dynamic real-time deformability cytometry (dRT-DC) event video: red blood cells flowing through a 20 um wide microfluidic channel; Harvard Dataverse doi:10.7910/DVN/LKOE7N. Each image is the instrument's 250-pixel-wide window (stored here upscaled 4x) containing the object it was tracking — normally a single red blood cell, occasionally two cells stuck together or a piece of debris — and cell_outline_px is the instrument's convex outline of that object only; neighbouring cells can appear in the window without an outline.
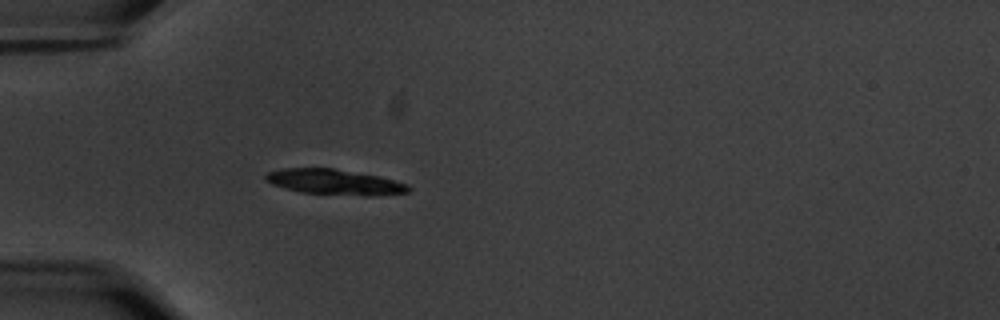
{"species": "common noctule bat (a hibernating species)", "species_latin": "Nyctalus noctula", "temperature_condition": "warm", "stored_images_in_passage": 41, "camera_frame_rate_fps": 3000, "um_per_image_px": 0.085, "animal": {"sex": "male", "body_mass_g": 20.1, "forearm_length_mm": 53.5}, "frame": {"image": 1, "passage_image": 1, "time_ms": 0.0, "image_size_px": [1000, 320], "cell_outline_px": [[412, 188], [408, 192], [372, 196], [364, 196], [300, 192], [284, 188], [272, 184], [264, 180], [264, 176], [268, 172], [280, 168], [332, 168], [376, 176], [408, 184]], "centroid_in_image_um": [28.39, 15.48], "position_along_channel_um": 56.6, "area_um2": 21.04}}
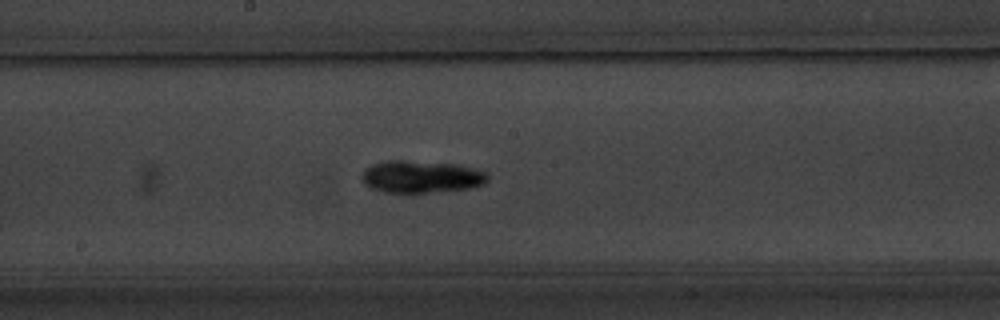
{"frame": {"image": 2, "passage_image": 15, "time_ms": 4.667, "image_size_px": [1000, 320], "cell_outline_px": [[488, 180], [484, 184], [472, 188], [428, 192], [384, 192], [372, 188], [364, 180], [364, 168], [372, 164], [384, 160], [400, 160], [452, 164], [472, 168], [488, 172]], "centroid_in_image_um": [35.84, 15.01], "position_along_channel_um": 212.4, "area_um2": 23.29}}
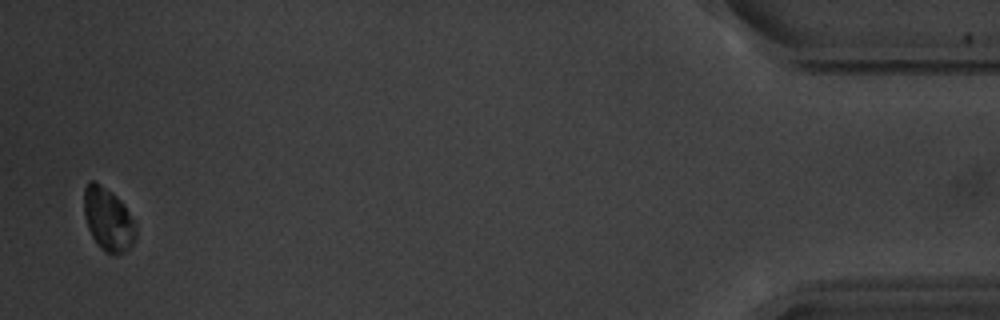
{"frame": {"image": 3, "passage_image": 40, "time_ms": 13.0, "image_size_px": [1000, 320], "cell_outline_px": [[136, 236], [132, 244], [124, 252], [116, 256], [112, 256], [104, 252], [100, 248], [92, 236], [88, 228], [84, 216], [84, 188], [88, 180], [92, 180], [112, 192], [124, 204], [136, 228]], "centroid_in_image_um": [9.17, 18.67], "position_along_channel_um": 426.0, "area_um2": 19.07}, "authors_computed_cell_mechanics": {"area_um2": 21.0392, "velocity_mm_per_s": 3.512, "shape_relaxation_time_tau1_ms": 1.7315, "shape_relaxation_time_tau2_ms": null, "deformation_change_tau1": 0.1258, "deformation_change_tau2": null}}